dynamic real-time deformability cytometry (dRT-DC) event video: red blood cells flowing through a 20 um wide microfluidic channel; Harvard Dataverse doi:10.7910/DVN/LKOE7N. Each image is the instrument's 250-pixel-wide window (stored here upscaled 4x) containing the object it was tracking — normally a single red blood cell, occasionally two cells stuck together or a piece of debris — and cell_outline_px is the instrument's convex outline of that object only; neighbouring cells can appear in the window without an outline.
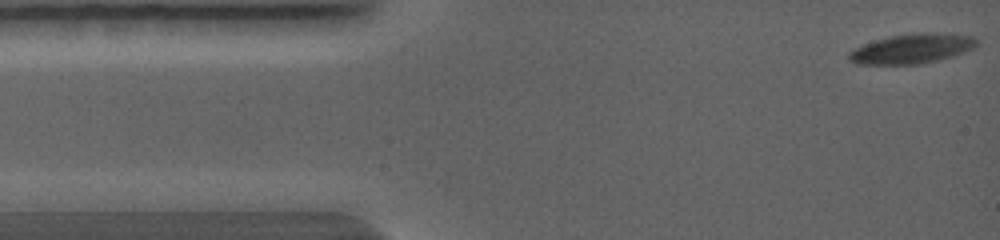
{"species": "common noctule bat (a hibernating species)", "species_latin": "Nyctalus noctula", "temperature_condition": "warm", "stored_images_in_passage": 5, "camera_frame_rate_fps": 5000, "um_per_image_px": 0.085, "animal": {"sex": "female", "body_mass_g": 19.0, "forearm_length_mm": 56.7}, "frame": {"image": 1, "passage_image": 1, "time_ms": 0.0, "image_size_px": [1000, 240], "cell_outline_px": [[976, 44], [972, 48], [964, 52], [952, 56], [924, 64], [860, 64], [848, 60], [848, 52], [864, 44], [876, 40], [892, 36], [920, 32], [936, 32], [972, 36], [976, 40]], "centroid_in_image_um": [77.51, 4.14], "position_along_channel_um": 7.5, "area_um2": 21.91}}
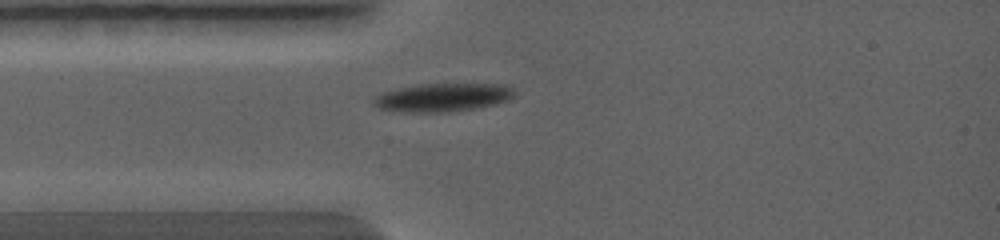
{"frame": {"image": 2, "passage_image": 5, "time_ms": 2.2, "image_size_px": [1000, 240], "cell_outline_px": [[516, 92], [508, 100], [496, 104], [476, 108], [448, 112], [404, 112], [380, 108], [372, 104], [372, 100], [380, 92], [396, 88], [420, 84], [512, 84]], "centroid_in_image_um": [37.65, 8.27], "position_along_channel_um": 47.3, "area_um2": 23.52}}